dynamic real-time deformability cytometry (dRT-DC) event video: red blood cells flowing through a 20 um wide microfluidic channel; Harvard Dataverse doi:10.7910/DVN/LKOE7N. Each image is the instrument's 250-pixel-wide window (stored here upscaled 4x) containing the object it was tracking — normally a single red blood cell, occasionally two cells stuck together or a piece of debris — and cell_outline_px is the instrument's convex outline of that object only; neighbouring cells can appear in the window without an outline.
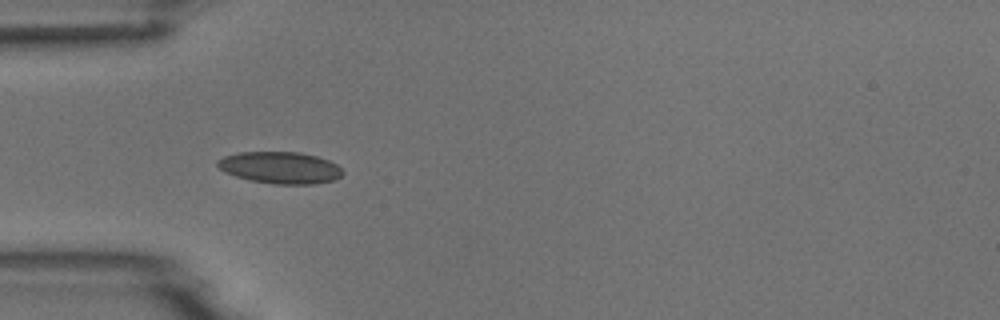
{"species": "common noctule bat (a hibernating species)", "species_latin": "Nyctalus noctula", "temperature_condition": "room temperature", "stored_images_in_passage": 8, "camera_frame_rate_fps": 3000, "um_per_image_px": 0.085, "animal": {"sex": "male", "body_mass_g": 18.8}, "frame": {"image": 1, "passage_image": 5, "time_ms": 4.333, "image_size_px": [1000, 320], "cell_outline_px": [[344, 172], [336, 180], [316, 184], [276, 184], [252, 180], [236, 176], [224, 172], [216, 164], [216, 160], [224, 156], [240, 152], [300, 152], [316, 156], [328, 160], [336, 164]], "centroid_in_image_um": [23.83, 14.25], "position_along_channel_um": 61.2, "area_um2": 23.18}}